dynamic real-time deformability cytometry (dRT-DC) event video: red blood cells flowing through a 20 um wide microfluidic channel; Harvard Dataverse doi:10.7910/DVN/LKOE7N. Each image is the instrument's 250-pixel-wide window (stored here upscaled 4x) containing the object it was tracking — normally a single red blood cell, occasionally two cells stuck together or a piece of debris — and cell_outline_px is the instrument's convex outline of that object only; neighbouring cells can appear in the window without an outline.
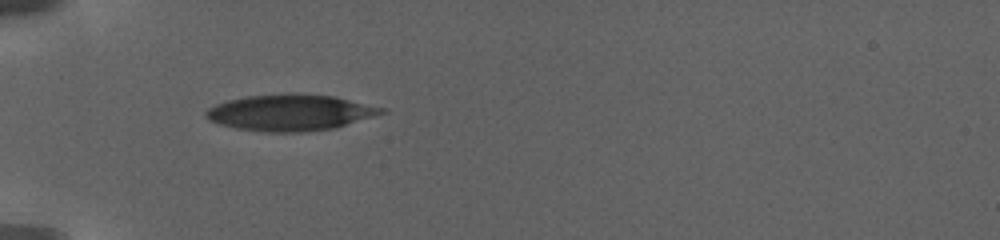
{"species": "human", "species_latin": "Homo sapiens", "temperature_condition": "warm", "stored_images_in_passage": 27, "camera_frame_rate_fps": 3000, "um_per_image_px": 0.085, "donor": {"sex": "female"}, "frame": {"image": 1, "passage_image": 1, "time_ms": 0.0, "image_size_px": [1000, 240], "cell_outline_px": [[384, 112], [336, 128], [300, 132], [268, 132], [236, 128], [220, 124], [208, 120], [204, 116], [204, 112], [208, 108], [216, 104], [228, 100], [248, 96], [288, 92], [296, 92], [336, 96], [384, 108]], "centroid_in_image_um": [24.63, 9.55], "position_along_channel_um": 60.4, "area_um2": 37.22}}